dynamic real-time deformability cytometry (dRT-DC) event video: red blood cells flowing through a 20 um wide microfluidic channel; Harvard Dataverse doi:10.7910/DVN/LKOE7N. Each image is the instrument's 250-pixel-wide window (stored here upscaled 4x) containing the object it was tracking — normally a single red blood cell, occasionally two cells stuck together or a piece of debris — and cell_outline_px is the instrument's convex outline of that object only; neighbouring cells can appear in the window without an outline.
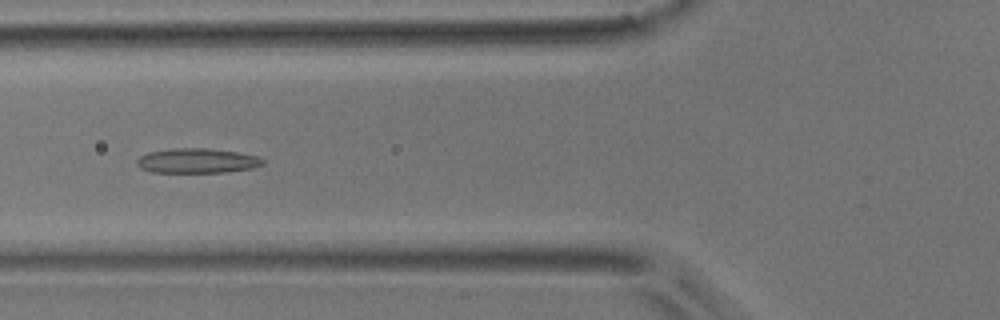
{"species": "common noctule bat (a hibernating species)", "species_latin": "Nyctalus noctula", "temperature_condition": "room temperature", "stored_images_in_passage": 51, "camera_frame_rate_fps": 3000, "um_per_image_px": 0.085, "animal": {"sex": "male", "body_mass_g": 17.9}, "frame": {"image": 1, "passage_image": 18, "time_ms": 5.667, "image_size_px": [1000, 320], "cell_outline_px": [[268, 160], [264, 164], [252, 168], [224, 172], [152, 172], [140, 168], [136, 164], [136, 160], [140, 156], [148, 152], [172, 148], [204, 148], [236, 152], [260, 156]], "centroid_in_image_um": [16.78, 13.66], "position_along_channel_um": 109.0, "area_um2": 18.26}}
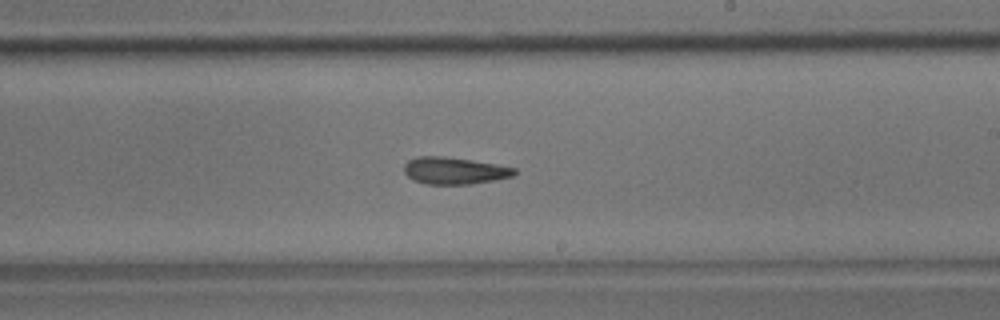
{"frame": {"image": 2, "passage_image": 29, "time_ms": 9.333, "image_size_px": [1000, 320], "cell_outline_px": [[516, 172], [512, 176], [496, 180], [472, 184], [424, 184], [412, 180], [404, 172], [404, 164], [408, 160], [416, 156], [444, 156], [472, 160], [496, 164], [516, 168]], "centroid_in_image_um": [38.59, 14.51], "position_along_channel_um": 250.4, "area_um2": 17.51}}
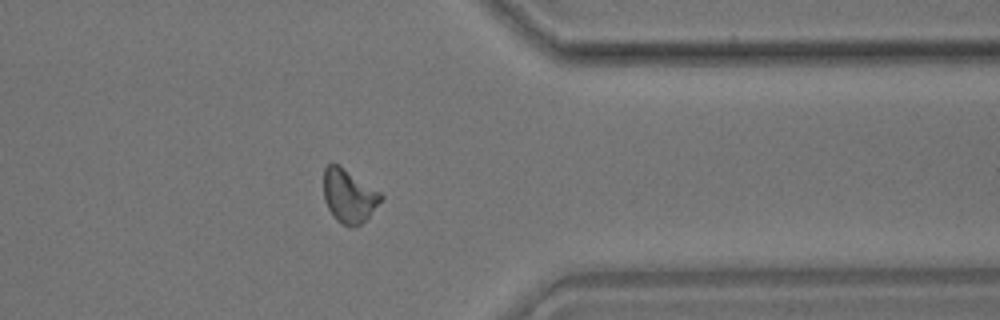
{"frame": {"image": 3, "passage_image": 40, "time_ms": 13.0, "image_size_px": [1000, 320], "cell_outline_px": [[384, 196], [368, 216], [360, 224], [344, 224], [336, 220], [332, 216], [324, 200], [324, 168], [328, 164], [336, 164], [380, 192]], "centroid_in_image_um": [29.62, 16.64], "position_along_channel_um": 381.8, "area_um2": 17.11}, "authors_computed_cell_mechanics": {"area_um2": 17.629, "velocity_mm_per_s": 3.8529, "shape_relaxation_time_tau1_ms": null, "shape_relaxation_time_tau2_ms": 3.9246, "deformation_change_tau1": null, "deformation_change_tau2": 0.1258}}